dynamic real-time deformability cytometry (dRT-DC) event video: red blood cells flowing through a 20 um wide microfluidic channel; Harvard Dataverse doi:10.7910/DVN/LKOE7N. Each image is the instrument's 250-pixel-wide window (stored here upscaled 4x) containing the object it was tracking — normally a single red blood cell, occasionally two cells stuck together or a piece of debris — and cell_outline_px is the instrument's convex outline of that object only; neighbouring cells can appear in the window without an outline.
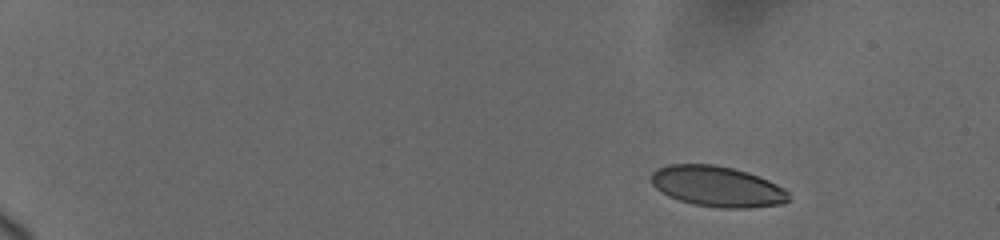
{"species": "human", "species_latin": "Homo sapiens", "temperature_condition": "cold", "stored_images_in_passage": 26, "camera_frame_rate_fps": 3000, "um_per_image_px": 0.085, "donor": {"sex": "female"}, "frame": {"image": 1, "passage_image": 1, "time_ms": 0.0, "image_size_px": [1000, 240], "cell_outline_px": [[792, 200], [784, 204], [748, 208], [720, 208], [692, 204], [668, 196], [656, 188], [652, 184], [652, 172], [656, 168], [668, 164], [712, 164], [732, 168], [748, 172], [768, 180], [784, 188], [788, 192]], "centroid_in_image_um": [60.99, 15.85], "position_along_channel_um": 24.0, "area_um2": 32.77}}
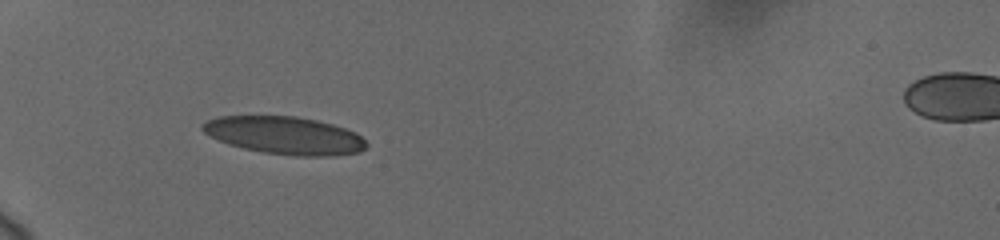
{"frame": {"image": 2, "passage_image": 16, "time_ms": 4.333, "image_size_px": [1000, 240], "cell_outline_px": [[368, 144], [360, 152], [336, 156], [296, 156], [264, 152], [244, 148], [228, 144], [204, 132], [200, 128], [200, 124], [216, 116], [296, 116], [316, 120], [332, 124], [356, 132]], "centroid_in_image_um": [24.21, 11.51], "position_along_channel_um": 60.8, "area_um2": 35.95}}
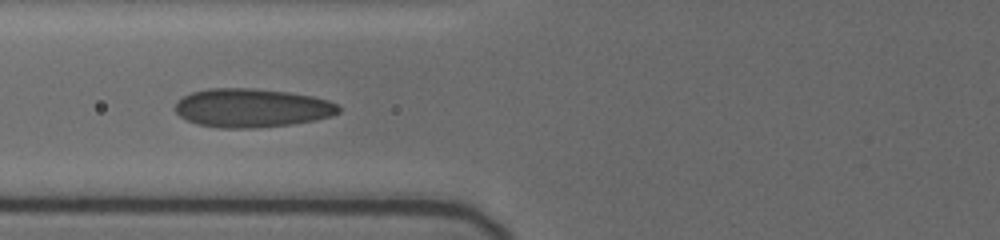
{"frame": {"image": 3, "passage_image": 25, "time_ms": 6.0, "image_size_px": [1000, 240], "cell_outline_px": [[340, 112], [332, 116], [316, 120], [292, 124], [252, 128], [220, 128], [196, 124], [180, 116], [176, 112], [176, 100], [192, 92], [208, 88], [256, 88], [288, 92], [312, 96], [328, 100], [336, 104], [340, 108]], "centroid_in_image_um": [21.4, 9.17], "position_along_channel_um": 104.4, "area_um2": 36.99}}